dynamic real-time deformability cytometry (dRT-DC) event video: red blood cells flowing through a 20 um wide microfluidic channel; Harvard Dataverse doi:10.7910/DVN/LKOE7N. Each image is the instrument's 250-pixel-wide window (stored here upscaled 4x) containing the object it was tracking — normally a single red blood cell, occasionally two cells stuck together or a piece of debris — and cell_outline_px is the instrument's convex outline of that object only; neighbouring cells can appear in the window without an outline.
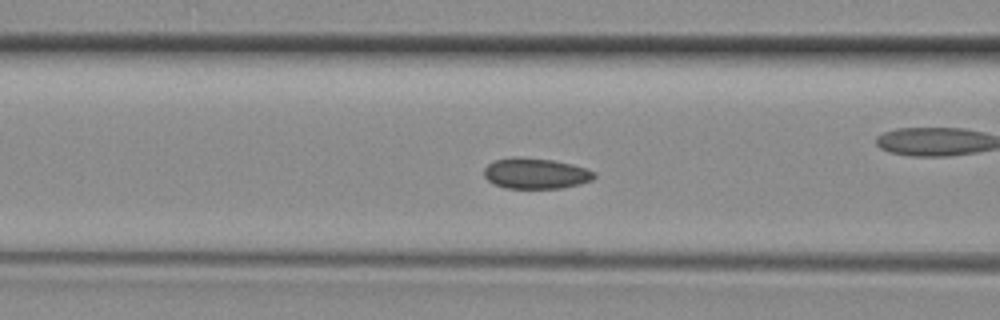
{"species": "common noctule bat (a hibernating species)", "species_latin": "Nyctalus noctula", "temperature_condition": "room temperature", "stored_images_in_passage": 31, "camera_frame_rate_fps": 3000, "um_per_image_px": 0.085, "animal": {"sex": "female", "body_mass_g": 29.2, "forearm_length_mm": 56.3}, "frame": {"image": 1, "passage_image": 5, "time_ms": 1.333, "image_size_px": [1000, 320], "cell_outline_px": [[596, 176], [592, 180], [580, 184], [560, 188], [504, 188], [488, 180], [484, 176], [484, 168], [488, 164], [496, 160], [516, 156], [552, 160], [572, 164], [596, 172]], "centroid_in_image_um": [45.54, 14.74], "position_along_channel_um": 121.1, "area_um2": 19.65}}